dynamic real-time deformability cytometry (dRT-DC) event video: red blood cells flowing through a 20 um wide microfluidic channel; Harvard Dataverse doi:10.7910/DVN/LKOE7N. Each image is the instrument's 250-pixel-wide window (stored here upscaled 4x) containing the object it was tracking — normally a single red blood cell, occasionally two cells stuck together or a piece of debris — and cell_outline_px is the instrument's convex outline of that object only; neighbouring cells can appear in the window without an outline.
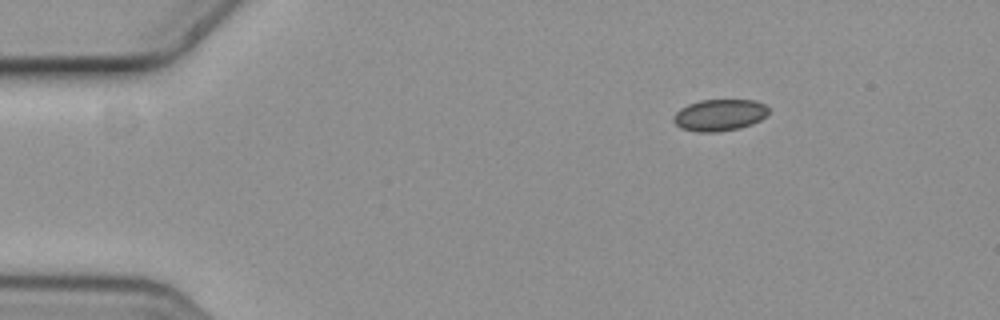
{"species": "common noctule bat (a hibernating species)", "species_latin": "Nyctalus noctula", "temperature_condition": "cold", "stored_images_in_passage": 4, "segment_of_instrument_passage": [1, 2], "camera_frame_rate_fps": 3000, "um_per_image_px": 0.085, "animal": {"sex": "female", "body_mass_g": 19.3, "forearm_length_mm": 54.1}, "frame": {"image": 1, "passage_image": 1, "time_ms": 0.0, "image_size_px": [1000, 320], "cell_outline_px": [[768, 116], [752, 124], [740, 128], [720, 132], [700, 132], [680, 128], [672, 120], [672, 116], [680, 108], [688, 104], [700, 100], [756, 100], [764, 104], [768, 108]], "centroid_in_image_um": [61.16, 9.78], "position_along_channel_um": 23.8, "area_um2": 17.74}}